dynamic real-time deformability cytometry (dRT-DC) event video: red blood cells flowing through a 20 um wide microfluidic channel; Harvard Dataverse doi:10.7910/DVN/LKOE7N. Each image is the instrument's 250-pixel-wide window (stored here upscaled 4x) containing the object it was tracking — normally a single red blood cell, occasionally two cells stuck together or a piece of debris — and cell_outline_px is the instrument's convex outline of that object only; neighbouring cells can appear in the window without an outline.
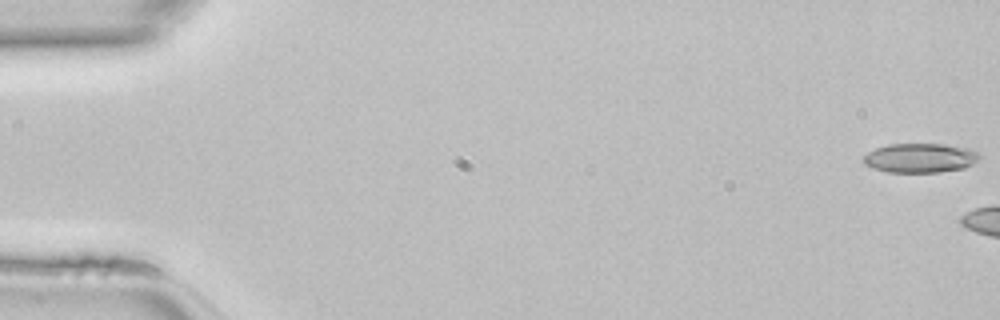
{"species": "common noctule bat (a hibernating species)", "species_latin": "Nyctalus noctula", "temperature_condition": "room temperature", "stored_images_in_passage": 6, "camera_frame_rate_fps": 3000, "um_per_image_px": 0.085, "animal": {"sex": "female", "body_mass_g": 22.7, "forearm_length_mm": 54.2}, "frame": {"image": 1, "passage_image": 1, "time_ms": 0.0, "image_size_px": [1000, 320], "cell_outline_px": [[980, 160], [964, 168], [940, 172], [888, 172], [872, 168], [864, 164], [864, 156], [868, 152], [876, 148], [888, 144], [944, 144], [968, 148], [976, 152], [980, 156]], "centroid_in_image_um": [78.22, 13.43], "position_along_channel_um": 6.8, "area_um2": 19.83}}